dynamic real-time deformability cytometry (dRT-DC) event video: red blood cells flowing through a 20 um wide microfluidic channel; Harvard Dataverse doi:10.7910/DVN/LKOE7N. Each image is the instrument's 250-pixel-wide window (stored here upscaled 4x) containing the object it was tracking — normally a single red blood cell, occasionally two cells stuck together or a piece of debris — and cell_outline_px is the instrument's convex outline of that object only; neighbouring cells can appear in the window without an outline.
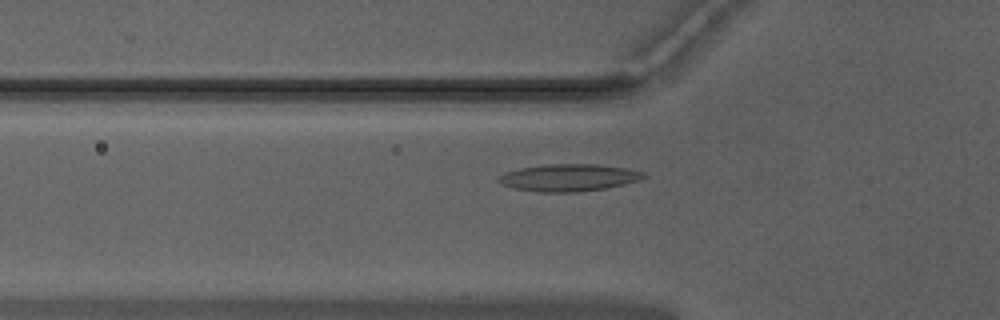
{"species": "Egyptian fruit bat (a non-hibernating species)", "species_latin": "Rousettus aegyptiacus", "temperature_condition": "warm", "stored_images_in_passage": 37, "camera_frame_rate_fps": 3000, "um_per_image_px": 0.085, "animal": {"sex": "male"}, "frame": {"image": 1, "passage_image": 3, "time_ms": 0.667, "image_size_px": [1000, 320], "cell_outline_px": [[648, 176], [624, 184], [604, 188], [576, 192], [536, 192], [516, 188], [504, 184], [496, 180], [500, 176], [508, 172], [520, 168], [548, 164], [600, 164], [628, 168], [644, 172]], "centroid_in_image_um": [48.39, 15.09], "position_along_channel_um": 77.4, "area_um2": 22.72}}
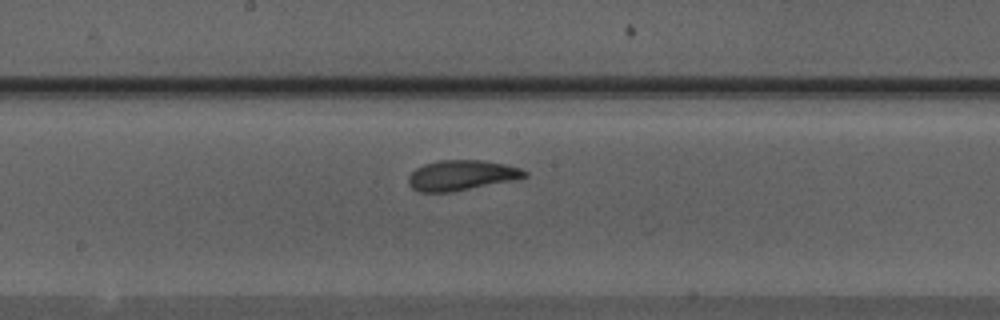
{"frame": {"image": 2, "passage_image": 13, "time_ms": 4.0, "image_size_px": [1000, 320], "cell_outline_px": [[528, 176], [516, 180], [452, 192], [420, 192], [412, 188], [408, 184], [408, 176], [416, 168], [424, 164], [440, 160], [480, 160], [504, 164], [520, 168], [528, 172]], "centroid_in_image_um": [39.23, 14.91], "position_along_channel_um": 209.0, "area_um2": 20.58}}
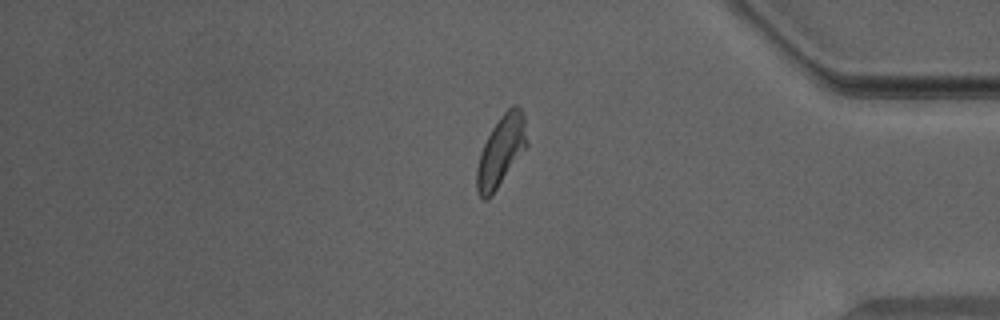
{"frame": {"image": 3, "passage_image": 29, "time_ms": 9.333, "image_size_px": [1000, 320], "cell_outline_px": [[528, 144], [492, 196], [488, 200], [480, 200], [476, 188], [476, 168], [480, 152], [492, 128], [500, 116], [512, 104], [516, 104], [524, 112], [528, 140]], "centroid_in_image_um": [42.58, 12.84], "position_along_channel_um": 392.6, "area_um2": 20.87}, "authors_computed_cell_mechanics": {"area_um2": 20.23, "velocity_mm_per_s": 3.9303, "shape_relaxation_time_tau1_ms": 4.1551, "shape_relaxation_time_tau2_ms": 1.1909, "deformation_change_tau1": 0.1271, "deformation_change_tau2": 0.0816}}